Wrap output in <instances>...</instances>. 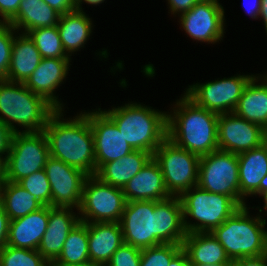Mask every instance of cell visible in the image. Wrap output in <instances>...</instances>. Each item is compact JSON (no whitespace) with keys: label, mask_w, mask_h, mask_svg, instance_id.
I'll return each instance as SVG.
<instances>
[{"label":"cell","mask_w":267,"mask_h":266,"mask_svg":"<svg viewBox=\"0 0 267 266\" xmlns=\"http://www.w3.org/2000/svg\"><path fill=\"white\" fill-rule=\"evenodd\" d=\"M266 219L251 218L241 206L211 233L223 246L230 260L260 257L267 254Z\"/></svg>","instance_id":"cell-6"},{"label":"cell","mask_w":267,"mask_h":266,"mask_svg":"<svg viewBox=\"0 0 267 266\" xmlns=\"http://www.w3.org/2000/svg\"><path fill=\"white\" fill-rule=\"evenodd\" d=\"M152 157L149 152L134 150L121 159L105 163L95 176L106 184L123 188Z\"/></svg>","instance_id":"cell-24"},{"label":"cell","mask_w":267,"mask_h":266,"mask_svg":"<svg viewBox=\"0 0 267 266\" xmlns=\"http://www.w3.org/2000/svg\"><path fill=\"white\" fill-rule=\"evenodd\" d=\"M21 0H0V23H8L19 9Z\"/></svg>","instance_id":"cell-37"},{"label":"cell","mask_w":267,"mask_h":266,"mask_svg":"<svg viewBox=\"0 0 267 266\" xmlns=\"http://www.w3.org/2000/svg\"><path fill=\"white\" fill-rule=\"evenodd\" d=\"M42 59L40 52L28 34L14 37L7 80L25 83Z\"/></svg>","instance_id":"cell-23"},{"label":"cell","mask_w":267,"mask_h":266,"mask_svg":"<svg viewBox=\"0 0 267 266\" xmlns=\"http://www.w3.org/2000/svg\"><path fill=\"white\" fill-rule=\"evenodd\" d=\"M9 217L0 203V251L7 245Z\"/></svg>","instance_id":"cell-39"},{"label":"cell","mask_w":267,"mask_h":266,"mask_svg":"<svg viewBox=\"0 0 267 266\" xmlns=\"http://www.w3.org/2000/svg\"><path fill=\"white\" fill-rule=\"evenodd\" d=\"M6 182L5 158L0 157V190Z\"/></svg>","instance_id":"cell-45"},{"label":"cell","mask_w":267,"mask_h":266,"mask_svg":"<svg viewBox=\"0 0 267 266\" xmlns=\"http://www.w3.org/2000/svg\"><path fill=\"white\" fill-rule=\"evenodd\" d=\"M261 196L264 198V201H265L263 208L267 212V193H263V194H261Z\"/></svg>","instance_id":"cell-51"},{"label":"cell","mask_w":267,"mask_h":266,"mask_svg":"<svg viewBox=\"0 0 267 266\" xmlns=\"http://www.w3.org/2000/svg\"><path fill=\"white\" fill-rule=\"evenodd\" d=\"M57 109L45 98L33 93L24 83L0 80V120L14 133L40 132Z\"/></svg>","instance_id":"cell-4"},{"label":"cell","mask_w":267,"mask_h":266,"mask_svg":"<svg viewBox=\"0 0 267 266\" xmlns=\"http://www.w3.org/2000/svg\"><path fill=\"white\" fill-rule=\"evenodd\" d=\"M197 185L230 196L240 205L238 155L218 149L201 156Z\"/></svg>","instance_id":"cell-11"},{"label":"cell","mask_w":267,"mask_h":266,"mask_svg":"<svg viewBox=\"0 0 267 266\" xmlns=\"http://www.w3.org/2000/svg\"><path fill=\"white\" fill-rule=\"evenodd\" d=\"M267 130L237 116L234 112L218 117L219 150L241 154L266 142Z\"/></svg>","instance_id":"cell-14"},{"label":"cell","mask_w":267,"mask_h":266,"mask_svg":"<svg viewBox=\"0 0 267 266\" xmlns=\"http://www.w3.org/2000/svg\"><path fill=\"white\" fill-rule=\"evenodd\" d=\"M169 266H191L187 254L181 250L170 262Z\"/></svg>","instance_id":"cell-43"},{"label":"cell","mask_w":267,"mask_h":266,"mask_svg":"<svg viewBox=\"0 0 267 266\" xmlns=\"http://www.w3.org/2000/svg\"><path fill=\"white\" fill-rule=\"evenodd\" d=\"M233 266H267V254L260 257L233 260Z\"/></svg>","instance_id":"cell-42"},{"label":"cell","mask_w":267,"mask_h":266,"mask_svg":"<svg viewBox=\"0 0 267 266\" xmlns=\"http://www.w3.org/2000/svg\"><path fill=\"white\" fill-rule=\"evenodd\" d=\"M182 250L187 254L190 264L233 263L212 233H187Z\"/></svg>","instance_id":"cell-25"},{"label":"cell","mask_w":267,"mask_h":266,"mask_svg":"<svg viewBox=\"0 0 267 266\" xmlns=\"http://www.w3.org/2000/svg\"><path fill=\"white\" fill-rule=\"evenodd\" d=\"M71 59L42 58L38 67L24 83L33 93L42 96L56 109H62L63 104L54 95L55 89L66 78Z\"/></svg>","instance_id":"cell-18"},{"label":"cell","mask_w":267,"mask_h":266,"mask_svg":"<svg viewBox=\"0 0 267 266\" xmlns=\"http://www.w3.org/2000/svg\"><path fill=\"white\" fill-rule=\"evenodd\" d=\"M17 183L35 196L43 206H52L51 188L45 169L34 172Z\"/></svg>","instance_id":"cell-33"},{"label":"cell","mask_w":267,"mask_h":266,"mask_svg":"<svg viewBox=\"0 0 267 266\" xmlns=\"http://www.w3.org/2000/svg\"><path fill=\"white\" fill-rule=\"evenodd\" d=\"M126 203L122 188L106 184L95 175L88 176L84 182L78 209L80 221L119 222Z\"/></svg>","instance_id":"cell-9"},{"label":"cell","mask_w":267,"mask_h":266,"mask_svg":"<svg viewBox=\"0 0 267 266\" xmlns=\"http://www.w3.org/2000/svg\"><path fill=\"white\" fill-rule=\"evenodd\" d=\"M60 14L75 10V0H42Z\"/></svg>","instance_id":"cell-40"},{"label":"cell","mask_w":267,"mask_h":266,"mask_svg":"<svg viewBox=\"0 0 267 266\" xmlns=\"http://www.w3.org/2000/svg\"><path fill=\"white\" fill-rule=\"evenodd\" d=\"M262 83L257 84L258 78ZM254 76L246 85L234 113L267 130V80Z\"/></svg>","instance_id":"cell-26"},{"label":"cell","mask_w":267,"mask_h":266,"mask_svg":"<svg viewBox=\"0 0 267 266\" xmlns=\"http://www.w3.org/2000/svg\"><path fill=\"white\" fill-rule=\"evenodd\" d=\"M92 27V21L83 11L73 10L60 15L57 29L64 51L69 57L72 52L84 47L92 33Z\"/></svg>","instance_id":"cell-28"},{"label":"cell","mask_w":267,"mask_h":266,"mask_svg":"<svg viewBox=\"0 0 267 266\" xmlns=\"http://www.w3.org/2000/svg\"><path fill=\"white\" fill-rule=\"evenodd\" d=\"M15 32L11 24L0 23V80H7Z\"/></svg>","instance_id":"cell-35"},{"label":"cell","mask_w":267,"mask_h":266,"mask_svg":"<svg viewBox=\"0 0 267 266\" xmlns=\"http://www.w3.org/2000/svg\"><path fill=\"white\" fill-rule=\"evenodd\" d=\"M129 201H161L171 197L159 164L152 157L148 163L122 188Z\"/></svg>","instance_id":"cell-19"},{"label":"cell","mask_w":267,"mask_h":266,"mask_svg":"<svg viewBox=\"0 0 267 266\" xmlns=\"http://www.w3.org/2000/svg\"><path fill=\"white\" fill-rule=\"evenodd\" d=\"M175 108L167 114V138L173 144L200 157L219 149L218 114L198 106L185 93Z\"/></svg>","instance_id":"cell-3"},{"label":"cell","mask_w":267,"mask_h":266,"mask_svg":"<svg viewBox=\"0 0 267 266\" xmlns=\"http://www.w3.org/2000/svg\"><path fill=\"white\" fill-rule=\"evenodd\" d=\"M0 203L9 220L21 218L43 207L35 196L12 181H6L0 190Z\"/></svg>","instance_id":"cell-29"},{"label":"cell","mask_w":267,"mask_h":266,"mask_svg":"<svg viewBox=\"0 0 267 266\" xmlns=\"http://www.w3.org/2000/svg\"><path fill=\"white\" fill-rule=\"evenodd\" d=\"M14 132L0 120V157L5 158L10 151ZM5 155L4 157H2Z\"/></svg>","instance_id":"cell-38"},{"label":"cell","mask_w":267,"mask_h":266,"mask_svg":"<svg viewBox=\"0 0 267 266\" xmlns=\"http://www.w3.org/2000/svg\"><path fill=\"white\" fill-rule=\"evenodd\" d=\"M263 193H267V175L264 176V178L260 182L259 189L253 194V195H261Z\"/></svg>","instance_id":"cell-48"},{"label":"cell","mask_w":267,"mask_h":266,"mask_svg":"<svg viewBox=\"0 0 267 266\" xmlns=\"http://www.w3.org/2000/svg\"><path fill=\"white\" fill-rule=\"evenodd\" d=\"M199 0H168L170 5V11L173 14L178 12L182 15L183 13L189 11Z\"/></svg>","instance_id":"cell-41"},{"label":"cell","mask_w":267,"mask_h":266,"mask_svg":"<svg viewBox=\"0 0 267 266\" xmlns=\"http://www.w3.org/2000/svg\"><path fill=\"white\" fill-rule=\"evenodd\" d=\"M49 156V146L43 131L14 133L5 159L6 181L18 182L44 169Z\"/></svg>","instance_id":"cell-10"},{"label":"cell","mask_w":267,"mask_h":266,"mask_svg":"<svg viewBox=\"0 0 267 266\" xmlns=\"http://www.w3.org/2000/svg\"><path fill=\"white\" fill-rule=\"evenodd\" d=\"M247 1V0H246ZM254 2H250V1H248L249 3H248V6H249V4L251 5V6H249V8L247 9L246 8V10H247V12H248V14L251 16V18H254V19H258L259 18V16H260V9H261V4H262V0H253ZM247 4V3H246ZM247 6V5H246ZM247 6V7H248Z\"/></svg>","instance_id":"cell-44"},{"label":"cell","mask_w":267,"mask_h":266,"mask_svg":"<svg viewBox=\"0 0 267 266\" xmlns=\"http://www.w3.org/2000/svg\"><path fill=\"white\" fill-rule=\"evenodd\" d=\"M27 34L35 43L42 58L70 59L62 46L57 25L31 30Z\"/></svg>","instance_id":"cell-31"},{"label":"cell","mask_w":267,"mask_h":266,"mask_svg":"<svg viewBox=\"0 0 267 266\" xmlns=\"http://www.w3.org/2000/svg\"><path fill=\"white\" fill-rule=\"evenodd\" d=\"M180 199L187 233H211L241 207L232 197L211 193L198 185L185 191ZM188 216L197 222H188Z\"/></svg>","instance_id":"cell-7"},{"label":"cell","mask_w":267,"mask_h":266,"mask_svg":"<svg viewBox=\"0 0 267 266\" xmlns=\"http://www.w3.org/2000/svg\"><path fill=\"white\" fill-rule=\"evenodd\" d=\"M254 75H236L202 84H193L186 90V95L198 106L218 115L232 113L239 99Z\"/></svg>","instance_id":"cell-12"},{"label":"cell","mask_w":267,"mask_h":266,"mask_svg":"<svg viewBox=\"0 0 267 266\" xmlns=\"http://www.w3.org/2000/svg\"><path fill=\"white\" fill-rule=\"evenodd\" d=\"M89 260L87 225L80 221L76 227L69 232L61 254L51 266H68Z\"/></svg>","instance_id":"cell-30"},{"label":"cell","mask_w":267,"mask_h":266,"mask_svg":"<svg viewBox=\"0 0 267 266\" xmlns=\"http://www.w3.org/2000/svg\"><path fill=\"white\" fill-rule=\"evenodd\" d=\"M48 218L49 206H43L26 216L10 220L7 245L37 250L47 230Z\"/></svg>","instance_id":"cell-20"},{"label":"cell","mask_w":267,"mask_h":266,"mask_svg":"<svg viewBox=\"0 0 267 266\" xmlns=\"http://www.w3.org/2000/svg\"><path fill=\"white\" fill-rule=\"evenodd\" d=\"M159 164L166 189L180 197L198 184L200 156L182 149L166 138L153 154Z\"/></svg>","instance_id":"cell-8"},{"label":"cell","mask_w":267,"mask_h":266,"mask_svg":"<svg viewBox=\"0 0 267 266\" xmlns=\"http://www.w3.org/2000/svg\"><path fill=\"white\" fill-rule=\"evenodd\" d=\"M68 266H105L103 264H100V263H95V262H92V261H86V262H83V263H78V264H71V265H68Z\"/></svg>","instance_id":"cell-49"},{"label":"cell","mask_w":267,"mask_h":266,"mask_svg":"<svg viewBox=\"0 0 267 266\" xmlns=\"http://www.w3.org/2000/svg\"><path fill=\"white\" fill-rule=\"evenodd\" d=\"M0 266H51L38 250L6 245L0 251Z\"/></svg>","instance_id":"cell-32"},{"label":"cell","mask_w":267,"mask_h":266,"mask_svg":"<svg viewBox=\"0 0 267 266\" xmlns=\"http://www.w3.org/2000/svg\"><path fill=\"white\" fill-rule=\"evenodd\" d=\"M94 137L96 172L110 161L118 160L134 151L119 132L115 122L101 108L88 112Z\"/></svg>","instance_id":"cell-15"},{"label":"cell","mask_w":267,"mask_h":266,"mask_svg":"<svg viewBox=\"0 0 267 266\" xmlns=\"http://www.w3.org/2000/svg\"><path fill=\"white\" fill-rule=\"evenodd\" d=\"M123 242L140 250L160 244H180L186 237L180 197L161 201H129L119 221Z\"/></svg>","instance_id":"cell-1"},{"label":"cell","mask_w":267,"mask_h":266,"mask_svg":"<svg viewBox=\"0 0 267 266\" xmlns=\"http://www.w3.org/2000/svg\"><path fill=\"white\" fill-rule=\"evenodd\" d=\"M224 13L217 0H199L189 11L180 15V21L185 33L192 39L216 43L224 35Z\"/></svg>","instance_id":"cell-16"},{"label":"cell","mask_w":267,"mask_h":266,"mask_svg":"<svg viewBox=\"0 0 267 266\" xmlns=\"http://www.w3.org/2000/svg\"><path fill=\"white\" fill-rule=\"evenodd\" d=\"M44 169L50 183L52 207H75L78 210L88 175L52 156L48 157Z\"/></svg>","instance_id":"cell-13"},{"label":"cell","mask_w":267,"mask_h":266,"mask_svg":"<svg viewBox=\"0 0 267 266\" xmlns=\"http://www.w3.org/2000/svg\"><path fill=\"white\" fill-rule=\"evenodd\" d=\"M181 250L180 244H160L142 249L140 266H169Z\"/></svg>","instance_id":"cell-34"},{"label":"cell","mask_w":267,"mask_h":266,"mask_svg":"<svg viewBox=\"0 0 267 266\" xmlns=\"http://www.w3.org/2000/svg\"><path fill=\"white\" fill-rule=\"evenodd\" d=\"M88 231L89 259L106 266L124 244L119 222L85 223Z\"/></svg>","instance_id":"cell-21"},{"label":"cell","mask_w":267,"mask_h":266,"mask_svg":"<svg viewBox=\"0 0 267 266\" xmlns=\"http://www.w3.org/2000/svg\"><path fill=\"white\" fill-rule=\"evenodd\" d=\"M240 206H245V196L253 195L267 175V141L261 146L238 154Z\"/></svg>","instance_id":"cell-22"},{"label":"cell","mask_w":267,"mask_h":266,"mask_svg":"<svg viewBox=\"0 0 267 266\" xmlns=\"http://www.w3.org/2000/svg\"><path fill=\"white\" fill-rule=\"evenodd\" d=\"M260 17L263 19L264 26L267 33V0H262L261 9H260Z\"/></svg>","instance_id":"cell-47"},{"label":"cell","mask_w":267,"mask_h":266,"mask_svg":"<svg viewBox=\"0 0 267 266\" xmlns=\"http://www.w3.org/2000/svg\"><path fill=\"white\" fill-rule=\"evenodd\" d=\"M104 112L115 122L126 142L134 150L152 155L167 138V113L138 103L112 108Z\"/></svg>","instance_id":"cell-5"},{"label":"cell","mask_w":267,"mask_h":266,"mask_svg":"<svg viewBox=\"0 0 267 266\" xmlns=\"http://www.w3.org/2000/svg\"><path fill=\"white\" fill-rule=\"evenodd\" d=\"M60 13L42 0H21L17 14L8 22L15 30L27 34L31 30L53 27L58 24Z\"/></svg>","instance_id":"cell-27"},{"label":"cell","mask_w":267,"mask_h":266,"mask_svg":"<svg viewBox=\"0 0 267 266\" xmlns=\"http://www.w3.org/2000/svg\"><path fill=\"white\" fill-rule=\"evenodd\" d=\"M62 111L57 109L43 129L50 156L83 171L88 176L95 175L94 137L87 112L64 121L61 118Z\"/></svg>","instance_id":"cell-2"},{"label":"cell","mask_w":267,"mask_h":266,"mask_svg":"<svg viewBox=\"0 0 267 266\" xmlns=\"http://www.w3.org/2000/svg\"><path fill=\"white\" fill-rule=\"evenodd\" d=\"M140 259L141 250L124 243L112 255L106 266H140Z\"/></svg>","instance_id":"cell-36"},{"label":"cell","mask_w":267,"mask_h":266,"mask_svg":"<svg viewBox=\"0 0 267 266\" xmlns=\"http://www.w3.org/2000/svg\"><path fill=\"white\" fill-rule=\"evenodd\" d=\"M191 266H233V263H222V264H190Z\"/></svg>","instance_id":"cell-50"},{"label":"cell","mask_w":267,"mask_h":266,"mask_svg":"<svg viewBox=\"0 0 267 266\" xmlns=\"http://www.w3.org/2000/svg\"><path fill=\"white\" fill-rule=\"evenodd\" d=\"M71 207L49 206L47 230L38 246V252L51 265L61 254L69 232L80 222Z\"/></svg>","instance_id":"cell-17"},{"label":"cell","mask_w":267,"mask_h":266,"mask_svg":"<svg viewBox=\"0 0 267 266\" xmlns=\"http://www.w3.org/2000/svg\"><path fill=\"white\" fill-rule=\"evenodd\" d=\"M105 0H75V10L83 11L81 8L82 2H86L88 4L92 5H98L100 3H103Z\"/></svg>","instance_id":"cell-46"}]
</instances>
